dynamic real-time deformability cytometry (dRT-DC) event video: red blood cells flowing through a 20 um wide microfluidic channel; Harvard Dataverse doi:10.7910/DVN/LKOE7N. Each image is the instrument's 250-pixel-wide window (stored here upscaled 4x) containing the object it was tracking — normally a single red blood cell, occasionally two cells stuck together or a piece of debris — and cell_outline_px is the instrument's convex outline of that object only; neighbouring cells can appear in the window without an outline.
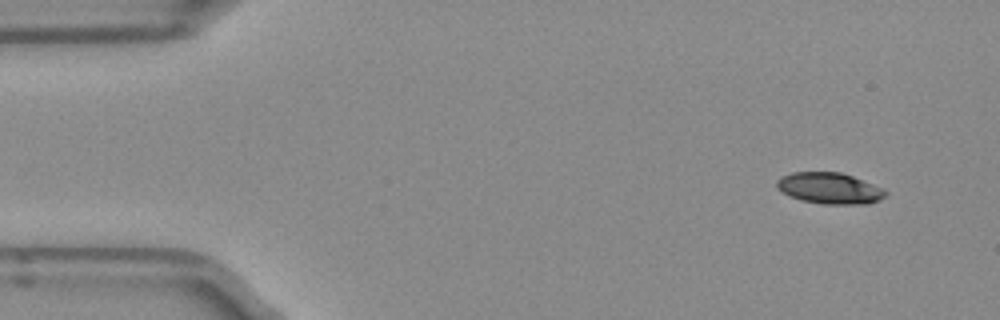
{"species": "Egyptian fruit bat (a non-hibernating species)", "species_latin": "Rousettus aegyptiacus", "temperature_condition": "room temperature", "stored_images_in_passage": 48, "camera_frame_rate_fps": 3000, "um_per_image_px": 0.085, "frame": {"image": 1, "passage_image": 1, "time_ms": 0.0, "image_size_px": [1000, 320], "cell_outline_px": [[888, 192], [880, 200], [868, 204], [824, 204], [800, 200], [788, 196], [776, 188], [776, 180], [780, 176], [792, 172], [840, 172], [852, 176], [884, 188]], "centroid_in_image_um": [70.49, 16.0], "position_along_channel_um": 14.5, "area_um2": 20.0}}
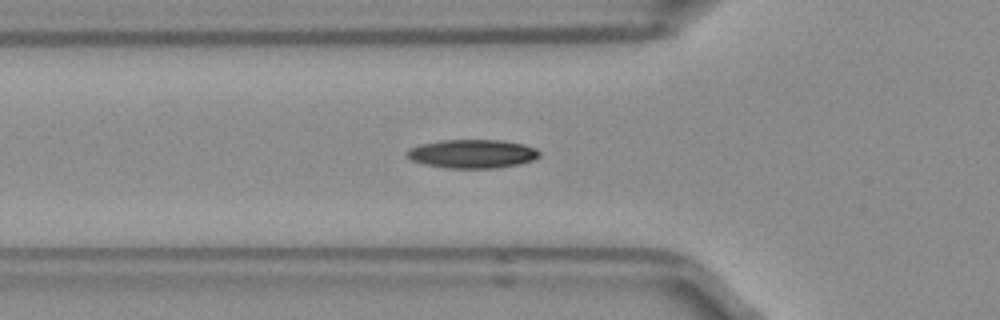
{"frame": {"image": 2, "passage_image": 14, "time_ms": 4.333, "image_size_px": [1000, 320], "cell_outline_px": [[540, 156], [532, 160], [516, 164], [496, 168], [448, 168], [424, 164], [412, 160], [404, 152], [408, 148], [420, 144], [440, 140], [500, 140], [524, 144], [536, 148], [540, 152]], "centroid_in_image_um": [40.12, 13.06], "position_along_channel_um": 85.7, "area_um2": 22.14}}
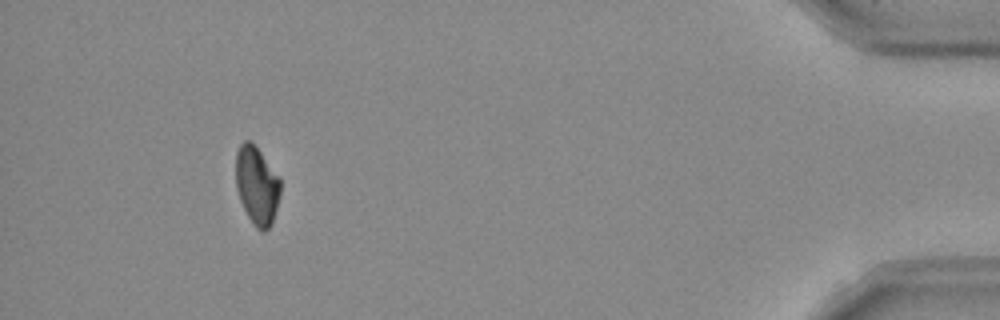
{"frame": {"image": 3, "passage_image": 44, "time_ms": 14.333, "image_size_px": [1000, 320], "cell_outline_px": [[280, 192], [272, 224], [264, 232], [260, 232], [256, 228], [248, 216], [240, 200], [236, 188], [236, 152], [240, 144], [244, 140], [252, 140], [280, 176]], "centroid_in_image_um": [21.83, 15.72], "position_along_channel_um": 413.4, "area_um2": 20.58}, "authors_computed_cell_mechanics": {"area_um2": 21.0392, "velocity_mm_per_s": 3.9565, "shape_relaxation_time_tau1_ms": 4.7196, "shape_relaxation_time_tau2_ms": null, "deformation_change_tau1": 0.1253, "deformation_change_tau2": null}}